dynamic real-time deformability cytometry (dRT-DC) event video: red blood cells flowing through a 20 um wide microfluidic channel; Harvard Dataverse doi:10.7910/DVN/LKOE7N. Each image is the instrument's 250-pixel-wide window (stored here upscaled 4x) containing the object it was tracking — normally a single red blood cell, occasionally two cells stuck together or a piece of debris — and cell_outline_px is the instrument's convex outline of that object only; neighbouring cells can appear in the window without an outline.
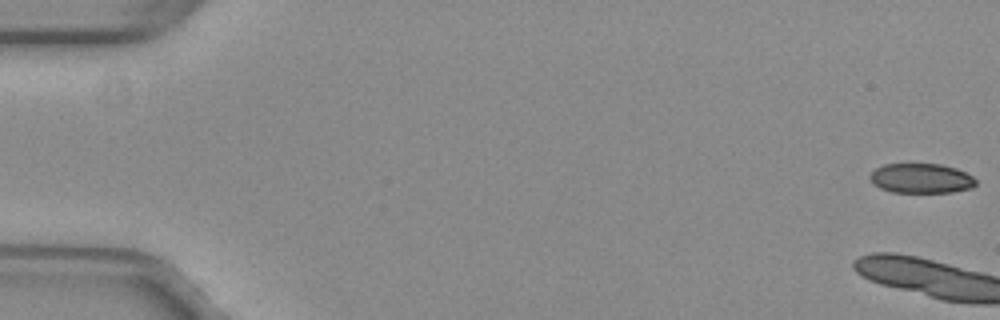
{"species": "common noctule bat (a hibernating species)", "species_latin": "Nyctalus noctula", "temperature_condition": "warm", "stored_images_in_passage": 17, "camera_frame_rate_fps": 3000, "um_per_image_px": 0.085, "animal": {"sex": "female", "body_mass_g": 29.2, "forearm_length_mm": 56.3}, "frame": {"image": 1, "passage_image": 1, "time_ms": 0.0, "image_size_px": [1000, 320], "cell_outline_px": [[976, 184], [972, 188], [952, 192], [892, 192], [880, 188], [872, 184], [868, 176], [876, 168], [884, 164], [940, 164], [956, 168], [972, 176], [976, 180]], "centroid_in_image_um": [78.28, 15.16], "position_along_channel_um": 6.7, "area_um2": 18.38}}